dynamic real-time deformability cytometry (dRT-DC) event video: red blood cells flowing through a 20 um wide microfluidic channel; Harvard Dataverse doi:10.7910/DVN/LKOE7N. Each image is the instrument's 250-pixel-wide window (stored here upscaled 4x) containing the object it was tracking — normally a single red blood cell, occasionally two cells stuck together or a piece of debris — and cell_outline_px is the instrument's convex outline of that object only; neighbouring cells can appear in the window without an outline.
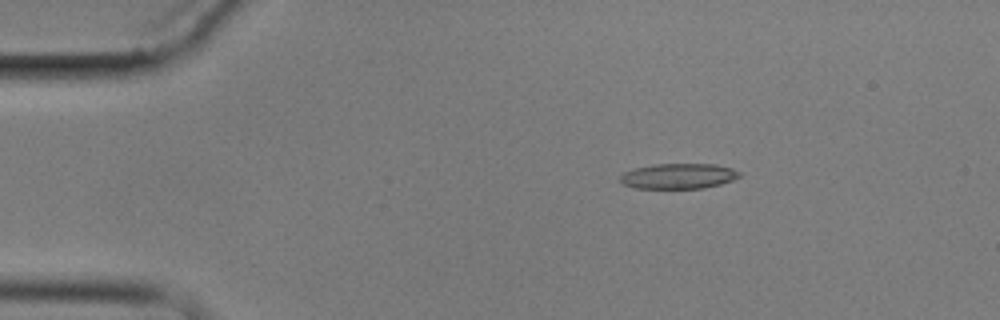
{"species": "common noctule bat (a hibernating species)", "species_latin": "Nyctalus noctula", "temperature_condition": "cold", "stored_images_in_passage": 3, "camera_frame_rate_fps": 3000, "um_per_image_px": 0.085, "animal": {"sex": "male", "body_mass_g": 17.9}, "frame": {"image": 1, "passage_image": 1, "time_ms": 0.0, "image_size_px": [1000, 320], "cell_outline_px": [[744, 172], [740, 176], [732, 180], [720, 184], [704, 188], [636, 188], [624, 184], [620, 180], [620, 176], [624, 172], [632, 168], [656, 164], [716, 164], [732, 168]], "centroid_in_image_um": [57.7, 14.96], "position_along_channel_um": 27.3, "area_um2": 17.69}}